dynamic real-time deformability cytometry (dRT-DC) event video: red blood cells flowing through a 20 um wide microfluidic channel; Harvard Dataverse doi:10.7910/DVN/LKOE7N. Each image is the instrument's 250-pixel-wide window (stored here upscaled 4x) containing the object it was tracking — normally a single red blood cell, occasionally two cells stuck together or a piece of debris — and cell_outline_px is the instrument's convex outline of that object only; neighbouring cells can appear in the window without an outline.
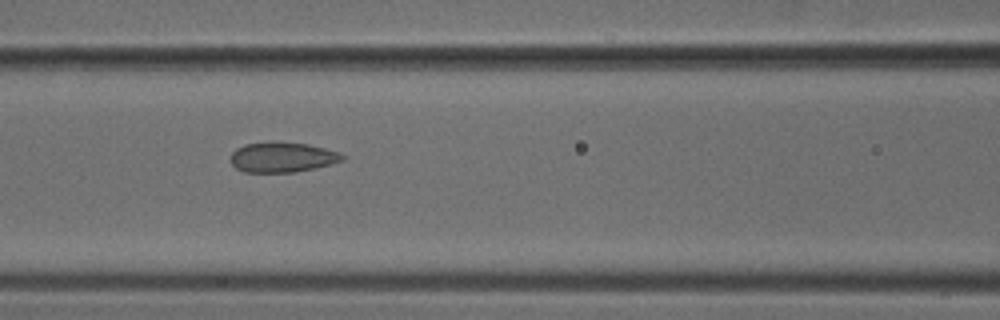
{"species": "common noctule bat (a hibernating species)", "species_latin": "Nyctalus noctula", "temperature_condition": "cold", "stored_images_in_passage": 7, "camera_frame_rate_fps": 3000, "um_per_image_px": 0.085, "animal": {"sex": "male", "body_mass_g": 18.8}, "frame": {"image": 1, "passage_image": 7, "time_ms": 2.0, "image_size_px": [1000, 320], "cell_outline_px": [[344, 160], [332, 164], [316, 168], [296, 172], [244, 172], [236, 168], [232, 164], [232, 152], [236, 148], [244, 144], [308, 144], [340, 152], [344, 156]], "centroid_in_image_um": [24.04, 13.4], "position_along_channel_um": 142.6, "area_um2": 19.02}}